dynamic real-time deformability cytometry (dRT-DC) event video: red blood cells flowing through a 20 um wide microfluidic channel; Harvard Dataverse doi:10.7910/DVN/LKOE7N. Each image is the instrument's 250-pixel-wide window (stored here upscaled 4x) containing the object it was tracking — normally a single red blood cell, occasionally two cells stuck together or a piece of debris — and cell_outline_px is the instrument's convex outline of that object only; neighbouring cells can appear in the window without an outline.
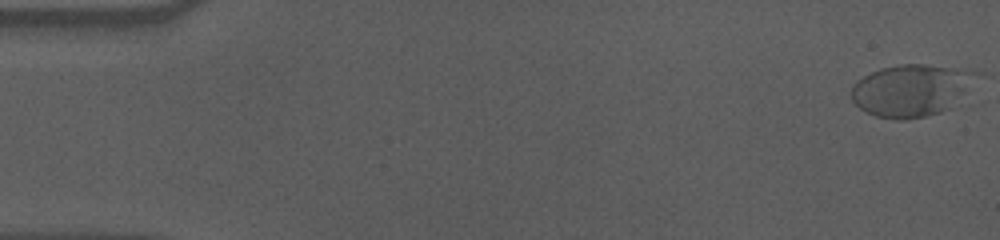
{"species": "human", "species_latin": "Homo sapiens", "temperature_condition": "cold", "stored_images_in_passage": 58, "camera_frame_rate_fps": 3000, "um_per_image_px": 0.085, "donor": {"sex": "male"}, "frame": {"image": 1, "passage_image": 1, "time_ms": 0.0, "image_size_px": [1000, 240], "cell_outline_px": [[980, 72], [968, 104], [928, 116], [904, 120], [896, 120], [876, 116], [860, 108], [852, 100], [848, 92], [852, 84], [856, 80], [880, 68], [900, 64], [924, 64], [968, 68]], "centroid_in_image_um": [77.65, 7.68], "position_along_channel_um": 7.4, "area_um2": 40.17}}
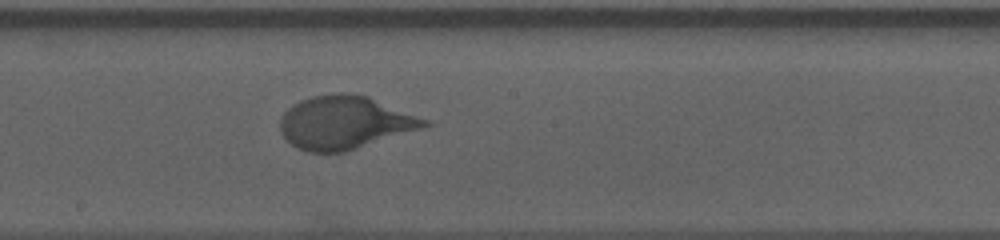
{"frame": {"image": 2, "passage_image": 32, "time_ms": 10.333, "image_size_px": [1000, 240], "cell_outline_px": [[436, 124], [424, 128], [344, 152], [308, 152], [296, 148], [280, 132], [280, 120], [284, 112], [292, 104], [300, 100], [312, 96], [336, 92], [348, 92], [368, 96], [432, 120]], "centroid_in_image_um": [29.36, 10.4], "position_along_channel_um": 218.8, "area_um2": 45.26}}
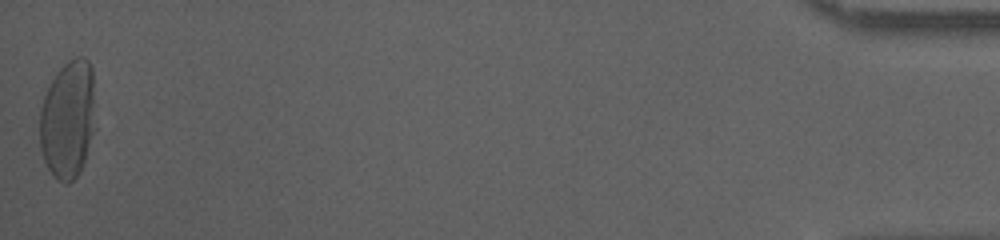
{"frame": {"image": 3, "passage_image": 58, "time_ms": 19.0, "image_size_px": [1000, 240], "cell_outline_px": [[96, 128], [84, 164], [80, 172], [68, 184], [64, 184], [56, 180], [48, 168], [44, 160], [40, 148], [40, 108], [44, 96], [56, 72], [68, 60], [76, 56], [84, 56], [88, 60], [92, 68]], "centroid_in_image_um": [5.8, 10.16], "position_along_channel_um": 429.4, "area_um2": 39.13}, "authors_computed_cell_mechanics": {"area_um2": 40.3155, "velocity_mm_per_s": 3.5213, "shape_relaxation_time_tau1_ms": 4.4434, "shape_relaxation_time_tau2_ms": null, "deformation_change_tau1": 0.1798, "deformation_change_tau2": null}}